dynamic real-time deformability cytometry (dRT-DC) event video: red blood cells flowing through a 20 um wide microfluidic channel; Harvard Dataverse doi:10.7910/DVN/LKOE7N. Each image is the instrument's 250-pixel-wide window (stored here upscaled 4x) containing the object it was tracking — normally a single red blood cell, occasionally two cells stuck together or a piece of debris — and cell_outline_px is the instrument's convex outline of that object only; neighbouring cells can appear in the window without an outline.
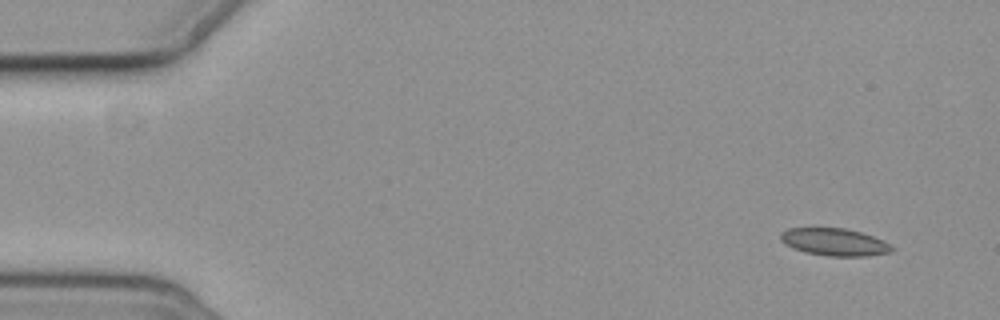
{"species": "common noctule bat (a hibernating species)", "species_latin": "Nyctalus noctula", "temperature_condition": "cold", "stored_images_in_passage": 5, "camera_frame_rate_fps": 3000, "um_per_image_px": 0.085, "animal": {"sex": "female", "body_mass_g": 19.3, "forearm_length_mm": 54.1}, "frame": {"image": 1, "passage_image": 1, "time_ms": 0.0, "image_size_px": [1000, 320], "cell_outline_px": [[896, 248], [892, 252], [868, 256], [828, 256], [804, 252], [792, 248], [784, 244], [780, 240], [780, 232], [788, 228], [844, 228], [860, 232], [872, 236]], "centroid_in_image_um": [70.89, 20.58], "position_along_channel_um": 14.1, "area_um2": 17.8}}
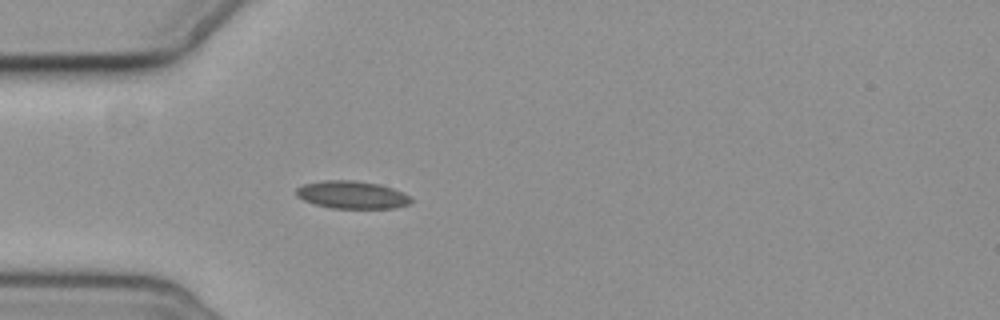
{"frame": {"image": 2, "passage_image": 5, "time_ms": 4.333, "image_size_px": [1000, 320], "cell_outline_px": [[412, 200], [408, 204], [396, 208], [328, 208], [312, 204], [296, 196], [296, 188], [304, 184], [324, 180], [356, 180], [380, 184], [404, 192]], "centroid_in_image_um": [29.89, 16.56], "position_along_channel_um": 55.1, "area_um2": 18.67}}